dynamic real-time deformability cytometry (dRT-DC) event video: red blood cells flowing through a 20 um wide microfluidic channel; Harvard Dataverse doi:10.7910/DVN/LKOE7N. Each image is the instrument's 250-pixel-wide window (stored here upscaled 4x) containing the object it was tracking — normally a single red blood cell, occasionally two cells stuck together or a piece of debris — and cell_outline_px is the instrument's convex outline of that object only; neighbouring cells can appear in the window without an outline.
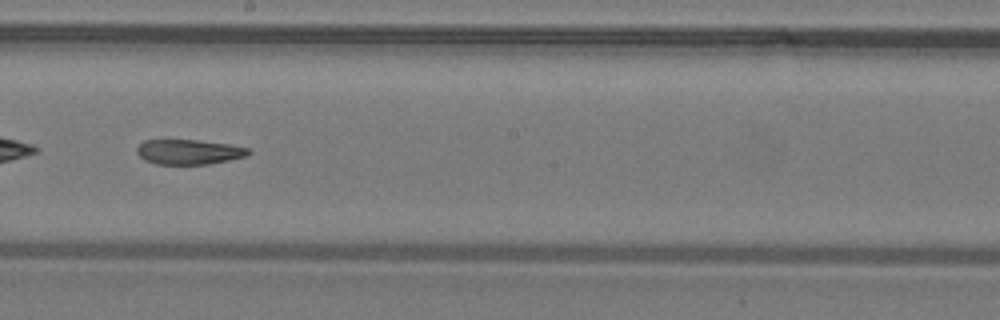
{"species": "common noctule bat (a hibernating species)", "species_latin": "Nyctalus noctula", "temperature_condition": "warm", "stored_images_in_passage": 29, "camera_frame_rate_fps": 3000, "um_per_image_px": 0.085, "animal": {"sex": "male", "body_mass_g": 19.2, "forearm_length_mm": 51.8}, "frame": {"image": 1, "passage_image": 13, "time_ms": 4.0, "image_size_px": [1000, 320], "cell_outline_px": [[252, 152], [244, 156], [228, 160], [208, 164], [156, 164], [144, 160], [136, 152], [136, 148], [144, 140], [196, 140], [228, 144], [248, 148]], "centroid_in_image_um": [16.02, 12.91], "position_along_channel_um": 232.2, "area_um2": 16.07}}